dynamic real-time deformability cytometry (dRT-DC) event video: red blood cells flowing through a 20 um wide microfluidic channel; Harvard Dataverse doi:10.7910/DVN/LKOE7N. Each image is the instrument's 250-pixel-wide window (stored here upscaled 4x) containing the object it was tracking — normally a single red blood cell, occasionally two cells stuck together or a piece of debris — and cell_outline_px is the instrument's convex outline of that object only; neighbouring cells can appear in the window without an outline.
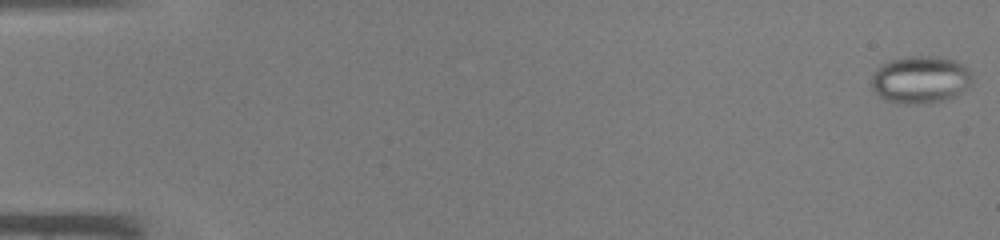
{"species": "common noctule bat (a hibernating species)", "species_latin": "Nyctalus noctula", "temperature_condition": "warm", "stored_images_in_passage": 45, "camera_frame_rate_fps": 3000, "um_per_image_px": 0.085, "animal": {"sex": "male", "body_mass_g": 19.0, "forearm_length_mm": 50.8}, "frame": {"image": 1, "passage_image": 1, "time_ms": 0.0, "image_size_px": [1000, 240], "cell_outline_px": [[972, 80], [956, 96], [944, 100], [928, 104], [904, 104], [888, 100], [880, 96], [872, 88], [872, 76], [876, 68], [880, 64], [888, 60], [908, 56], [936, 56], [956, 60], [968, 68], [972, 76]], "centroid_in_image_um": [78.22, 6.75], "position_along_channel_um": 6.8, "area_um2": 27.98}}
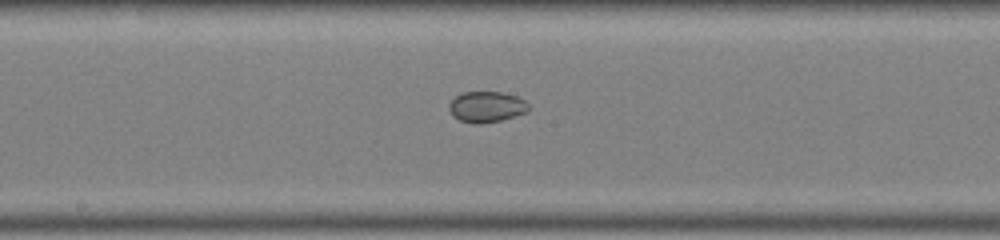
{"frame": {"image": 2, "passage_image": 25, "time_ms": 8.0, "image_size_px": [1000, 240], "cell_outline_px": [[528, 112], [500, 120], [480, 124], [472, 124], [460, 120], [452, 116], [448, 108], [448, 104], [456, 96], [464, 92], [500, 92], [516, 96], [524, 100], [528, 104]], "centroid_in_image_um": [41.33, 9.09], "position_along_channel_um": 206.9, "area_um2": 14.28}}
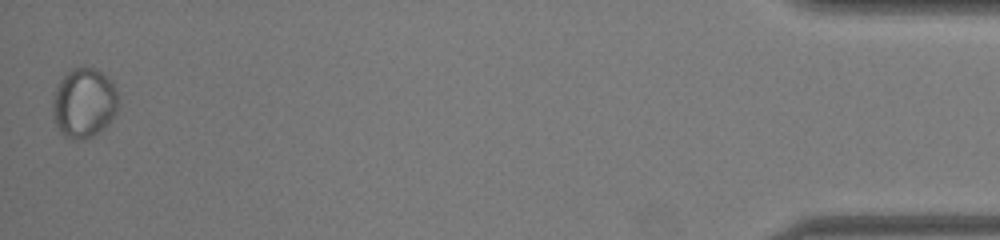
{"frame": {"image": 3, "passage_image": 45, "time_ms": 14.667, "image_size_px": [1000, 240], "cell_outline_px": [[116, 108], [112, 120], [104, 128], [92, 136], [80, 140], [72, 140], [64, 136], [56, 124], [52, 104], [52, 100], [56, 88], [60, 80], [72, 68], [96, 68], [112, 80], [116, 92]], "centroid_in_image_um": [7.13, 8.75], "position_along_channel_um": 428.1, "area_um2": 26.36}}